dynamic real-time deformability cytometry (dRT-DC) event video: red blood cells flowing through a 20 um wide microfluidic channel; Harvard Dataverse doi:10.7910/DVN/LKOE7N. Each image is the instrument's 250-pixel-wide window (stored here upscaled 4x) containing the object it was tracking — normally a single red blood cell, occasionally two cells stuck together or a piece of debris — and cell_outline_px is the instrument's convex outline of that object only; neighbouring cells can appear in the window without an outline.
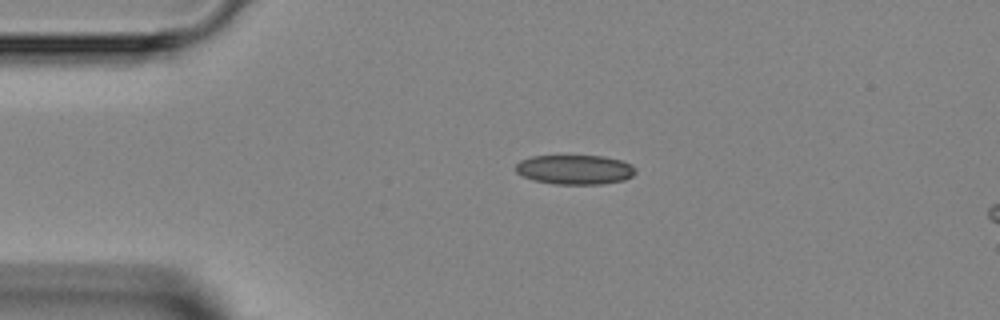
{"species": "Egyptian fruit bat (a non-hibernating species)", "species_latin": "Rousettus aegyptiacus", "temperature_condition": "room temperature", "stored_images_in_passage": 3, "camera_frame_rate_fps": 3000, "um_per_image_px": 0.085, "animal": {"sex": "female"}, "frame": {"image": 1, "passage_image": 2, "time_ms": 1.0, "image_size_px": [1000, 320], "cell_outline_px": [[636, 172], [632, 176], [624, 180], [600, 184], [556, 184], [536, 180], [524, 176], [516, 172], [516, 164], [520, 160], [532, 156], [604, 156], [620, 160], [632, 164], [636, 168]], "centroid_in_image_um": [48.9, 14.41], "position_along_channel_um": 36.1, "area_um2": 20.52}}